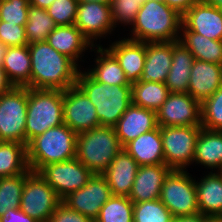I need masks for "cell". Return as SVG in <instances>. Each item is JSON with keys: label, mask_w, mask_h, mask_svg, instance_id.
Returning a JSON list of instances; mask_svg holds the SVG:
<instances>
[{"label": "cell", "mask_w": 222, "mask_h": 222, "mask_svg": "<svg viewBox=\"0 0 222 222\" xmlns=\"http://www.w3.org/2000/svg\"><path fill=\"white\" fill-rule=\"evenodd\" d=\"M182 24L211 40L222 41V10L198 0L183 15Z\"/></svg>", "instance_id": "16"}, {"label": "cell", "mask_w": 222, "mask_h": 222, "mask_svg": "<svg viewBox=\"0 0 222 222\" xmlns=\"http://www.w3.org/2000/svg\"><path fill=\"white\" fill-rule=\"evenodd\" d=\"M199 213L222 216V171L211 172L196 182Z\"/></svg>", "instance_id": "25"}, {"label": "cell", "mask_w": 222, "mask_h": 222, "mask_svg": "<svg viewBox=\"0 0 222 222\" xmlns=\"http://www.w3.org/2000/svg\"><path fill=\"white\" fill-rule=\"evenodd\" d=\"M132 104L157 111L170 94L165 83L137 81L131 84Z\"/></svg>", "instance_id": "31"}, {"label": "cell", "mask_w": 222, "mask_h": 222, "mask_svg": "<svg viewBox=\"0 0 222 222\" xmlns=\"http://www.w3.org/2000/svg\"><path fill=\"white\" fill-rule=\"evenodd\" d=\"M50 46L61 54L68 56L76 64L87 48L95 47L75 25L57 26L46 40ZM81 55V56H80Z\"/></svg>", "instance_id": "24"}, {"label": "cell", "mask_w": 222, "mask_h": 222, "mask_svg": "<svg viewBox=\"0 0 222 222\" xmlns=\"http://www.w3.org/2000/svg\"><path fill=\"white\" fill-rule=\"evenodd\" d=\"M76 85L94 104L100 126L114 127L132 104L131 85L103 84L86 71H79Z\"/></svg>", "instance_id": "3"}, {"label": "cell", "mask_w": 222, "mask_h": 222, "mask_svg": "<svg viewBox=\"0 0 222 222\" xmlns=\"http://www.w3.org/2000/svg\"><path fill=\"white\" fill-rule=\"evenodd\" d=\"M49 222H92V220L89 217L70 209L62 202L51 215Z\"/></svg>", "instance_id": "42"}, {"label": "cell", "mask_w": 222, "mask_h": 222, "mask_svg": "<svg viewBox=\"0 0 222 222\" xmlns=\"http://www.w3.org/2000/svg\"><path fill=\"white\" fill-rule=\"evenodd\" d=\"M139 0H112L110 3L111 17L115 25H132L138 11L141 8Z\"/></svg>", "instance_id": "40"}, {"label": "cell", "mask_w": 222, "mask_h": 222, "mask_svg": "<svg viewBox=\"0 0 222 222\" xmlns=\"http://www.w3.org/2000/svg\"><path fill=\"white\" fill-rule=\"evenodd\" d=\"M57 27L46 9L29 7L25 33L28 44L45 42L48 35Z\"/></svg>", "instance_id": "33"}, {"label": "cell", "mask_w": 222, "mask_h": 222, "mask_svg": "<svg viewBox=\"0 0 222 222\" xmlns=\"http://www.w3.org/2000/svg\"><path fill=\"white\" fill-rule=\"evenodd\" d=\"M156 116L159 127L201 125V103L189 93H170Z\"/></svg>", "instance_id": "12"}, {"label": "cell", "mask_w": 222, "mask_h": 222, "mask_svg": "<svg viewBox=\"0 0 222 222\" xmlns=\"http://www.w3.org/2000/svg\"><path fill=\"white\" fill-rule=\"evenodd\" d=\"M159 199L174 218L199 213L195 180L185 170H172L168 174Z\"/></svg>", "instance_id": "7"}, {"label": "cell", "mask_w": 222, "mask_h": 222, "mask_svg": "<svg viewBox=\"0 0 222 222\" xmlns=\"http://www.w3.org/2000/svg\"><path fill=\"white\" fill-rule=\"evenodd\" d=\"M25 144L47 129L64 123L63 90L32 89L27 87Z\"/></svg>", "instance_id": "5"}, {"label": "cell", "mask_w": 222, "mask_h": 222, "mask_svg": "<svg viewBox=\"0 0 222 222\" xmlns=\"http://www.w3.org/2000/svg\"><path fill=\"white\" fill-rule=\"evenodd\" d=\"M206 222H222V216H210L207 217Z\"/></svg>", "instance_id": "51"}, {"label": "cell", "mask_w": 222, "mask_h": 222, "mask_svg": "<svg viewBox=\"0 0 222 222\" xmlns=\"http://www.w3.org/2000/svg\"><path fill=\"white\" fill-rule=\"evenodd\" d=\"M2 67L14 86L30 88L31 58L28 45L8 47Z\"/></svg>", "instance_id": "29"}, {"label": "cell", "mask_w": 222, "mask_h": 222, "mask_svg": "<svg viewBox=\"0 0 222 222\" xmlns=\"http://www.w3.org/2000/svg\"><path fill=\"white\" fill-rule=\"evenodd\" d=\"M171 171L166 164L139 166L128 198L133 203L159 199L162 185Z\"/></svg>", "instance_id": "17"}, {"label": "cell", "mask_w": 222, "mask_h": 222, "mask_svg": "<svg viewBox=\"0 0 222 222\" xmlns=\"http://www.w3.org/2000/svg\"><path fill=\"white\" fill-rule=\"evenodd\" d=\"M156 111L131 104L114 126L122 147L157 127Z\"/></svg>", "instance_id": "18"}, {"label": "cell", "mask_w": 222, "mask_h": 222, "mask_svg": "<svg viewBox=\"0 0 222 222\" xmlns=\"http://www.w3.org/2000/svg\"><path fill=\"white\" fill-rule=\"evenodd\" d=\"M201 128V125L160 127L163 154L168 167L186 170L193 163L195 143Z\"/></svg>", "instance_id": "8"}, {"label": "cell", "mask_w": 222, "mask_h": 222, "mask_svg": "<svg viewBox=\"0 0 222 222\" xmlns=\"http://www.w3.org/2000/svg\"><path fill=\"white\" fill-rule=\"evenodd\" d=\"M139 166L165 164L160 127L141 134L123 147Z\"/></svg>", "instance_id": "23"}, {"label": "cell", "mask_w": 222, "mask_h": 222, "mask_svg": "<svg viewBox=\"0 0 222 222\" xmlns=\"http://www.w3.org/2000/svg\"><path fill=\"white\" fill-rule=\"evenodd\" d=\"M77 6L78 0H55L46 10L57 26L74 25Z\"/></svg>", "instance_id": "38"}, {"label": "cell", "mask_w": 222, "mask_h": 222, "mask_svg": "<svg viewBox=\"0 0 222 222\" xmlns=\"http://www.w3.org/2000/svg\"><path fill=\"white\" fill-rule=\"evenodd\" d=\"M202 1L208 5H212L217 8H222V0H202Z\"/></svg>", "instance_id": "49"}, {"label": "cell", "mask_w": 222, "mask_h": 222, "mask_svg": "<svg viewBox=\"0 0 222 222\" xmlns=\"http://www.w3.org/2000/svg\"><path fill=\"white\" fill-rule=\"evenodd\" d=\"M96 47L97 49L93 47L91 50H95L99 54L96 57V61H94L96 66L90 70L88 69L87 73L97 82L110 86L131 85L115 56L107 48L103 49L99 44Z\"/></svg>", "instance_id": "30"}, {"label": "cell", "mask_w": 222, "mask_h": 222, "mask_svg": "<svg viewBox=\"0 0 222 222\" xmlns=\"http://www.w3.org/2000/svg\"><path fill=\"white\" fill-rule=\"evenodd\" d=\"M0 222H38L29 215L25 214L20 208L9 209L0 217Z\"/></svg>", "instance_id": "43"}, {"label": "cell", "mask_w": 222, "mask_h": 222, "mask_svg": "<svg viewBox=\"0 0 222 222\" xmlns=\"http://www.w3.org/2000/svg\"><path fill=\"white\" fill-rule=\"evenodd\" d=\"M182 15L162 0H147L141 4L128 39L141 42L178 41Z\"/></svg>", "instance_id": "2"}, {"label": "cell", "mask_w": 222, "mask_h": 222, "mask_svg": "<svg viewBox=\"0 0 222 222\" xmlns=\"http://www.w3.org/2000/svg\"><path fill=\"white\" fill-rule=\"evenodd\" d=\"M7 49L8 46H6L0 41V65H3Z\"/></svg>", "instance_id": "48"}, {"label": "cell", "mask_w": 222, "mask_h": 222, "mask_svg": "<svg viewBox=\"0 0 222 222\" xmlns=\"http://www.w3.org/2000/svg\"><path fill=\"white\" fill-rule=\"evenodd\" d=\"M63 118L77 134L100 126L94 104L77 85L63 91Z\"/></svg>", "instance_id": "13"}, {"label": "cell", "mask_w": 222, "mask_h": 222, "mask_svg": "<svg viewBox=\"0 0 222 222\" xmlns=\"http://www.w3.org/2000/svg\"><path fill=\"white\" fill-rule=\"evenodd\" d=\"M0 41L8 47L28 45L25 25L0 21Z\"/></svg>", "instance_id": "41"}, {"label": "cell", "mask_w": 222, "mask_h": 222, "mask_svg": "<svg viewBox=\"0 0 222 222\" xmlns=\"http://www.w3.org/2000/svg\"><path fill=\"white\" fill-rule=\"evenodd\" d=\"M181 31L178 41L192 53L196 60L222 65V41L211 40L189 31L183 24Z\"/></svg>", "instance_id": "28"}, {"label": "cell", "mask_w": 222, "mask_h": 222, "mask_svg": "<svg viewBox=\"0 0 222 222\" xmlns=\"http://www.w3.org/2000/svg\"><path fill=\"white\" fill-rule=\"evenodd\" d=\"M195 58L179 41H173L172 65L165 85L170 93H188L190 72Z\"/></svg>", "instance_id": "26"}, {"label": "cell", "mask_w": 222, "mask_h": 222, "mask_svg": "<svg viewBox=\"0 0 222 222\" xmlns=\"http://www.w3.org/2000/svg\"><path fill=\"white\" fill-rule=\"evenodd\" d=\"M38 173L57 192L62 200L71 192L85 186L94 175L77 158L48 164Z\"/></svg>", "instance_id": "11"}, {"label": "cell", "mask_w": 222, "mask_h": 222, "mask_svg": "<svg viewBox=\"0 0 222 222\" xmlns=\"http://www.w3.org/2000/svg\"><path fill=\"white\" fill-rule=\"evenodd\" d=\"M27 87L14 86L0 96V141L25 144Z\"/></svg>", "instance_id": "10"}, {"label": "cell", "mask_w": 222, "mask_h": 222, "mask_svg": "<svg viewBox=\"0 0 222 222\" xmlns=\"http://www.w3.org/2000/svg\"><path fill=\"white\" fill-rule=\"evenodd\" d=\"M167 6L183 15L198 0H162Z\"/></svg>", "instance_id": "44"}, {"label": "cell", "mask_w": 222, "mask_h": 222, "mask_svg": "<svg viewBox=\"0 0 222 222\" xmlns=\"http://www.w3.org/2000/svg\"><path fill=\"white\" fill-rule=\"evenodd\" d=\"M96 222H133V202L126 196H113L101 207Z\"/></svg>", "instance_id": "35"}, {"label": "cell", "mask_w": 222, "mask_h": 222, "mask_svg": "<svg viewBox=\"0 0 222 222\" xmlns=\"http://www.w3.org/2000/svg\"><path fill=\"white\" fill-rule=\"evenodd\" d=\"M201 126L222 131V86L201 103Z\"/></svg>", "instance_id": "37"}, {"label": "cell", "mask_w": 222, "mask_h": 222, "mask_svg": "<svg viewBox=\"0 0 222 222\" xmlns=\"http://www.w3.org/2000/svg\"><path fill=\"white\" fill-rule=\"evenodd\" d=\"M62 203L57 192L37 172H30L24 183L20 209L38 222H49Z\"/></svg>", "instance_id": "9"}, {"label": "cell", "mask_w": 222, "mask_h": 222, "mask_svg": "<svg viewBox=\"0 0 222 222\" xmlns=\"http://www.w3.org/2000/svg\"><path fill=\"white\" fill-rule=\"evenodd\" d=\"M222 86V65L194 60L188 93L202 103Z\"/></svg>", "instance_id": "20"}, {"label": "cell", "mask_w": 222, "mask_h": 222, "mask_svg": "<svg viewBox=\"0 0 222 222\" xmlns=\"http://www.w3.org/2000/svg\"><path fill=\"white\" fill-rule=\"evenodd\" d=\"M55 0H29V5L46 9L48 8Z\"/></svg>", "instance_id": "47"}, {"label": "cell", "mask_w": 222, "mask_h": 222, "mask_svg": "<svg viewBox=\"0 0 222 222\" xmlns=\"http://www.w3.org/2000/svg\"><path fill=\"white\" fill-rule=\"evenodd\" d=\"M77 133L66 124L49 128L27 145V162L32 172L48 164L76 158Z\"/></svg>", "instance_id": "4"}, {"label": "cell", "mask_w": 222, "mask_h": 222, "mask_svg": "<svg viewBox=\"0 0 222 222\" xmlns=\"http://www.w3.org/2000/svg\"><path fill=\"white\" fill-rule=\"evenodd\" d=\"M111 197L112 193L106 179L101 174H94L85 186L71 192L62 202L93 221Z\"/></svg>", "instance_id": "14"}, {"label": "cell", "mask_w": 222, "mask_h": 222, "mask_svg": "<svg viewBox=\"0 0 222 222\" xmlns=\"http://www.w3.org/2000/svg\"><path fill=\"white\" fill-rule=\"evenodd\" d=\"M173 41L146 42V58L140 80L165 83L172 65Z\"/></svg>", "instance_id": "22"}, {"label": "cell", "mask_w": 222, "mask_h": 222, "mask_svg": "<svg viewBox=\"0 0 222 222\" xmlns=\"http://www.w3.org/2000/svg\"><path fill=\"white\" fill-rule=\"evenodd\" d=\"M90 2L110 4L112 0H78V3H90Z\"/></svg>", "instance_id": "50"}, {"label": "cell", "mask_w": 222, "mask_h": 222, "mask_svg": "<svg viewBox=\"0 0 222 222\" xmlns=\"http://www.w3.org/2000/svg\"><path fill=\"white\" fill-rule=\"evenodd\" d=\"M28 169L27 145L0 141V178L15 176Z\"/></svg>", "instance_id": "32"}, {"label": "cell", "mask_w": 222, "mask_h": 222, "mask_svg": "<svg viewBox=\"0 0 222 222\" xmlns=\"http://www.w3.org/2000/svg\"><path fill=\"white\" fill-rule=\"evenodd\" d=\"M107 49L118 60L131 84L140 81L146 58V42L124 38L113 42Z\"/></svg>", "instance_id": "21"}, {"label": "cell", "mask_w": 222, "mask_h": 222, "mask_svg": "<svg viewBox=\"0 0 222 222\" xmlns=\"http://www.w3.org/2000/svg\"><path fill=\"white\" fill-rule=\"evenodd\" d=\"M30 172L29 168L24 173L0 178V217L9 209L20 208L25 178Z\"/></svg>", "instance_id": "34"}, {"label": "cell", "mask_w": 222, "mask_h": 222, "mask_svg": "<svg viewBox=\"0 0 222 222\" xmlns=\"http://www.w3.org/2000/svg\"><path fill=\"white\" fill-rule=\"evenodd\" d=\"M193 162L222 171V131L201 128L195 143Z\"/></svg>", "instance_id": "27"}, {"label": "cell", "mask_w": 222, "mask_h": 222, "mask_svg": "<svg viewBox=\"0 0 222 222\" xmlns=\"http://www.w3.org/2000/svg\"><path fill=\"white\" fill-rule=\"evenodd\" d=\"M174 217L160 199L133 203V222H173Z\"/></svg>", "instance_id": "36"}, {"label": "cell", "mask_w": 222, "mask_h": 222, "mask_svg": "<svg viewBox=\"0 0 222 222\" xmlns=\"http://www.w3.org/2000/svg\"><path fill=\"white\" fill-rule=\"evenodd\" d=\"M121 149L114 127L99 126L77 134L76 158L94 174H102Z\"/></svg>", "instance_id": "6"}, {"label": "cell", "mask_w": 222, "mask_h": 222, "mask_svg": "<svg viewBox=\"0 0 222 222\" xmlns=\"http://www.w3.org/2000/svg\"><path fill=\"white\" fill-rule=\"evenodd\" d=\"M138 169L139 164L123 148L101 175L106 179L113 196L129 197Z\"/></svg>", "instance_id": "19"}, {"label": "cell", "mask_w": 222, "mask_h": 222, "mask_svg": "<svg viewBox=\"0 0 222 222\" xmlns=\"http://www.w3.org/2000/svg\"><path fill=\"white\" fill-rule=\"evenodd\" d=\"M31 58L30 88L66 90L76 85L79 65L45 42L28 44Z\"/></svg>", "instance_id": "1"}, {"label": "cell", "mask_w": 222, "mask_h": 222, "mask_svg": "<svg viewBox=\"0 0 222 222\" xmlns=\"http://www.w3.org/2000/svg\"><path fill=\"white\" fill-rule=\"evenodd\" d=\"M13 87L14 85L8 80L4 68L0 65V96L8 93Z\"/></svg>", "instance_id": "45"}, {"label": "cell", "mask_w": 222, "mask_h": 222, "mask_svg": "<svg viewBox=\"0 0 222 222\" xmlns=\"http://www.w3.org/2000/svg\"><path fill=\"white\" fill-rule=\"evenodd\" d=\"M206 221H207V216L197 213L195 215L180 216L174 218L173 222H206Z\"/></svg>", "instance_id": "46"}, {"label": "cell", "mask_w": 222, "mask_h": 222, "mask_svg": "<svg viewBox=\"0 0 222 222\" xmlns=\"http://www.w3.org/2000/svg\"><path fill=\"white\" fill-rule=\"evenodd\" d=\"M93 46L94 40L110 35L115 25L111 17L110 4L106 3H78L77 16L74 24Z\"/></svg>", "instance_id": "15"}, {"label": "cell", "mask_w": 222, "mask_h": 222, "mask_svg": "<svg viewBox=\"0 0 222 222\" xmlns=\"http://www.w3.org/2000/svg\"><path fill=\"white\" fill-rule=\"evenodd\" d=\"M29 7V0H3L0 7V21L25 25Z\"/></svg>", "instance_id": "39"}]
</instances>
